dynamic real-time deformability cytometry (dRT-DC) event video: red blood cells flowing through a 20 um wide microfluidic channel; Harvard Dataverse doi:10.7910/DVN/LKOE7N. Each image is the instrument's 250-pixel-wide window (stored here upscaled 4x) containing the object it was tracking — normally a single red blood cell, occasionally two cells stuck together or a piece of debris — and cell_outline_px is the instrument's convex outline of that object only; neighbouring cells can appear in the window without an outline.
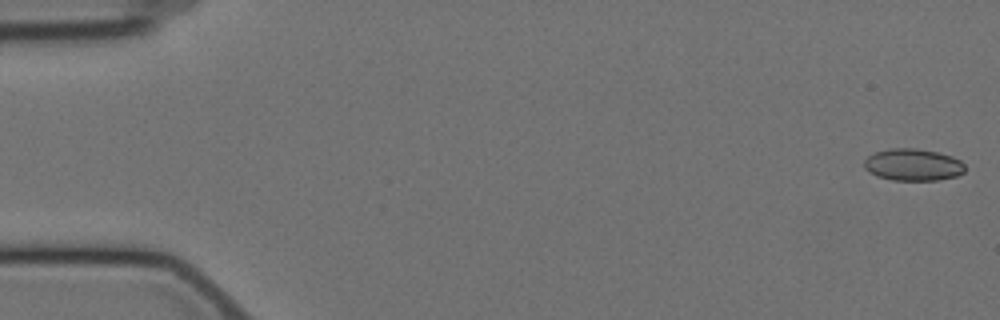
{"species": "Egyptian fruit bat (a non-hibernating species)", "species_latin": "Rousettus aegyptiacus", "temperature_condition": "cold", "stored_images_in_passage": 17, "camera_frame_rate_fps": 3000, "um_per_image_px": 0.085, "animal": {"sex": "female"}, "frame": {"image": 1, "passage_image": 1, "time_ms": 0.0, "image_size_px": [1000, 320], "cell_outline_px": [[964, 172], [956, 176], [940, 180], [892, 180], [876, 176], [864, 168], [864, 160], [868, 156], [876, 152], [892, 148], [916, 148], [936, 152], [952, 156], [960, 160], [964, 164]], "centroid_in_image_um": [77.6, 14.01], "position_along_channel_um": 7.4, "area_um2": 18.79}}
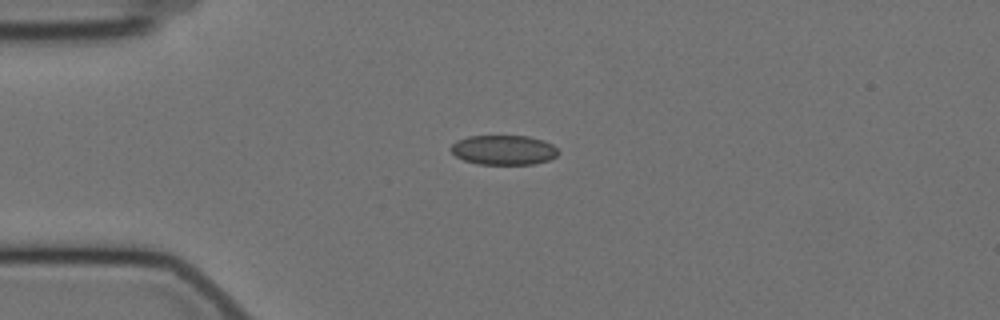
{"frame": {"image": 2, "passage_image": 14, "time_ms": 4.333, "image_size_px": [1000, 320], "cell_outline_px": [[560, 152], [556, 156], [548, 160], [532, 164], [480, 164], [464, 160], [456, 156], [448, 148], [456, 140], [468, 136], [528, 136], [544, 140], [552, 144]], "centroid_in_image_um": [42.8, 12.74], "position_along_channel_um": 42.2, "area_um2": 18.61}}